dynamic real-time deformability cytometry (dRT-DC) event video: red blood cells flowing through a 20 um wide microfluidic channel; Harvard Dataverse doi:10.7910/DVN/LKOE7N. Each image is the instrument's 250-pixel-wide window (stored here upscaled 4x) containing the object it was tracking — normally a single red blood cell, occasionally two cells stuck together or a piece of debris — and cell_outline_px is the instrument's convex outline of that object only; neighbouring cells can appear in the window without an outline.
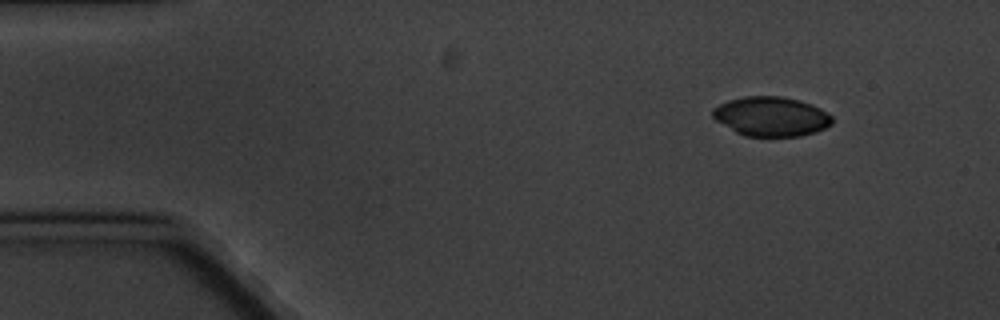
{"species": "common noctule bat (a hibernating species)", "species_latin": "Nyctalus noctula", "temperature_condition": "cold", "stored_images_in_passage": 5, "camera_frame_rate_fps": 3000, "um_per_image_px": 0.085, "animal": {"sex": "male", "body_mass_g": 20.1, "forearm_length_mm": 53.5}, "frame": {"image": 1, "passage_image": 1, "time_ms": 0.0, "image_size_px": [1000, 320], "cell_outline_px": [[832, 124], [816, 132], [800, 136], [744, 136], [736, 132], [716, 120], [712, 116], [712, 108], [728, 100], [744, 96], [780, 96], [800, 100], [820, 108], [832, 116]], "centroid_in_image_um": [65.55, 9.89], "position_along_channel_um": 19.5, "area_um2": 27.46}}